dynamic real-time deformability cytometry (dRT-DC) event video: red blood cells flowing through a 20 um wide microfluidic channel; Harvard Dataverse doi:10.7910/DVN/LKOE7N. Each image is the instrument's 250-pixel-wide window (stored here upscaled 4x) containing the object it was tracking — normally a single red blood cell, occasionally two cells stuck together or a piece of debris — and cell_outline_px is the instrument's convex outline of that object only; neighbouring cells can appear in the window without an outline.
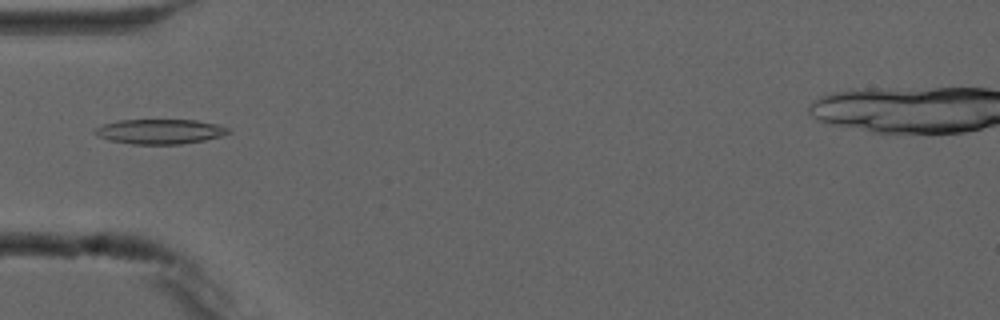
{"species": "common noctule bat (a hibernating species)", "species_latin": "Nyctalus noctula", "temperature_condition": "cold", "stored_images_in_passage": 4, "camera_frame_rate_fps": 3000, "um_per_image_px": 0.085, "animal": {"sex": "male", "forearm_length_mm": 52.5}, "frame": {"image": 1, "passage_image": 4, "time_ms": 3.667, "image_size_px": [1000, 320], "cell_outline_px": [[232, 132], [220, 136], [204, 140], [180, 144], [132, 144], [108, 140], [92, 132], [96, 128], [104, 124], [120, 120], [196, 120], [216, 124], [228, 128]], "centroid_in_image_um": [13.59, 11.18], "position_along_channel_um": 71.4, "area_um2": 19.13}}